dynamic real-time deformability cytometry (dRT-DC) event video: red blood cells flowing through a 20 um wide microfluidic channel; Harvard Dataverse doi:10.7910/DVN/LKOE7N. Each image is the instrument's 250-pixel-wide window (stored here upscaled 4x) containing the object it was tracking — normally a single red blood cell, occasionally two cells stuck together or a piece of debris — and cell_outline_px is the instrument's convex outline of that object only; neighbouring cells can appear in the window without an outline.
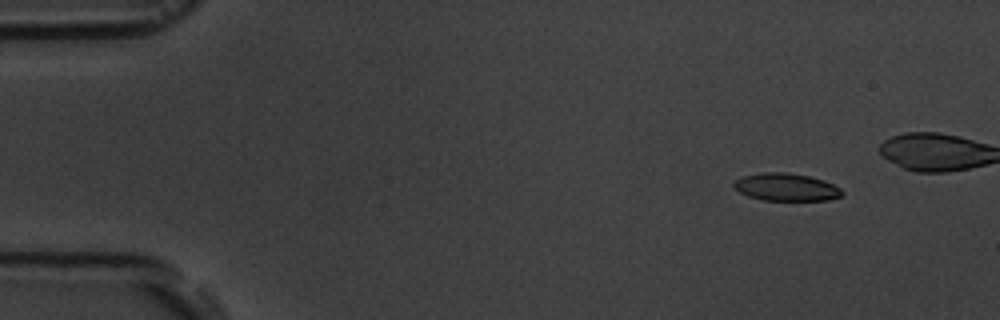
{"species": "common noctule bat (a hibernating species)", "species_latin": "Nyctalus noctula", "temperature_condition": "room temperature", "stored_images_in_passage": 5, "camera_frame_rate_fps": 3000, "um_per_image_px": 0.085, "animal": {"sex": "male", "body_mass_g": 19.5, "forearm_length_mm": 54.6}, "frame": {"image": 1, "passage_image": 1, "time_ms": 0.0, "image_size_px": [1000, 320], "cell_outline_px": [[844, 192], [840, 196], [828, 200], [764, 200], [748, 196], [732, 188], [732, 184], [740, 176], [764, 172], [788, 172], [808, 176], [824, 180], [840, 188]], "centroid_in_image_um": [66.78, 15.9], "position_along_channel_um": 18.2, "area_um2": 17.46}}